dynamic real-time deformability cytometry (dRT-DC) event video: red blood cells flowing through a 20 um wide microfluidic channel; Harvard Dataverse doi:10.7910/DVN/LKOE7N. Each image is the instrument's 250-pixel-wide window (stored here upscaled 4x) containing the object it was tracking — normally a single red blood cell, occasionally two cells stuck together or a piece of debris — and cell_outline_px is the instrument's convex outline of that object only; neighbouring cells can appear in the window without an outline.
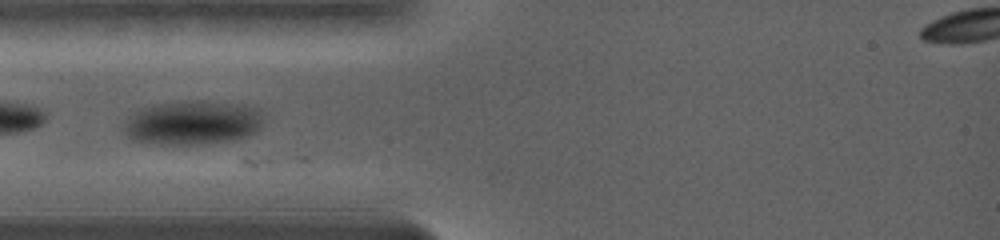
{"species": "common noctule bat (a hibernating species)", "species_latin": "Nyctalus noctula", "temperature_condition": "warm", "stored_images_in_passage": 16, "camera_frame_rate_fps": 5000, "um_per_image_px": 0.085, "animal": {"sex": "female", "body_mass_g": 19.0, "forearm_length_mm": 56.7}, "frame": {"image": 1, "passage_image": 2, "time_ms": 0.8, "image_size_px": [1000, 240], "cell_outline_px": [[252, 128], [244, 136], [236, 140], [212, 144], [148, 144], [132, 140], [132, 136], [136, 124], [144, 116], [160, 112], [184, 108], [200, 108], [236, 116], [244, 120]], "centroid_in_image_um": [16.12, 10.84], "position_along_channel_um": 68.9, "area_um2": 24.68}}
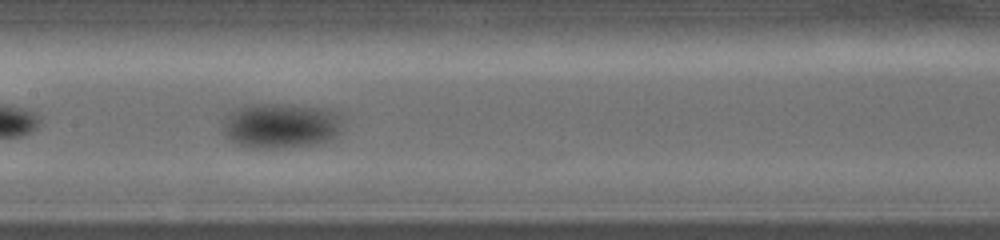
{"frame": {"image": 2, "passage_image": 7, "time_ms": 4.2, "image_size_px": [1000, 240], "cell_outline_px": [[332, 132], [328, 140], [312, 144], [284, 148], [248, 148], [240, 144], [232, 136], [232, 132], [240, 116], [244, 112], [252, 108], [300, 108], [320, 112], [332, 124]], "centroid_in_image_um": [23.9, 10.88], "position_along_channel_um": 183.5, "area_um2": 24.51}}
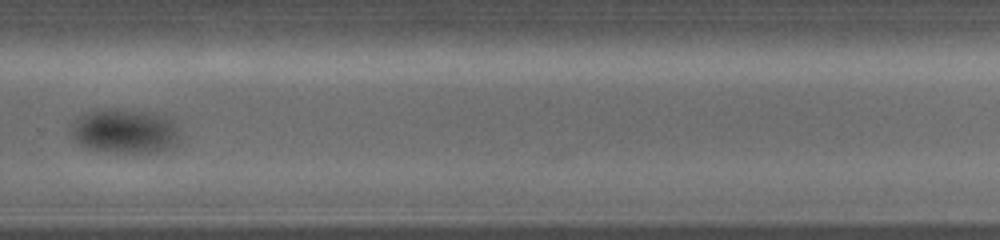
{"frame": {"image": 3, "passage_image": 13, "time_ms": 8.2, "image_size_px": [1000, 240], "cell_outline_px": [[184, 144], [172, 152], [156, 156], [140, 156], [100, 152], [88, 148], [80, 144], [76, 140], [76, 128], [80, 124], [92, 116], [144, 116], [168, 124], [180, 136]], "centroid_in_image_um": [10.89, 11.54], "position_along_channel_um": 318.9, "area_um2": 24.97}}